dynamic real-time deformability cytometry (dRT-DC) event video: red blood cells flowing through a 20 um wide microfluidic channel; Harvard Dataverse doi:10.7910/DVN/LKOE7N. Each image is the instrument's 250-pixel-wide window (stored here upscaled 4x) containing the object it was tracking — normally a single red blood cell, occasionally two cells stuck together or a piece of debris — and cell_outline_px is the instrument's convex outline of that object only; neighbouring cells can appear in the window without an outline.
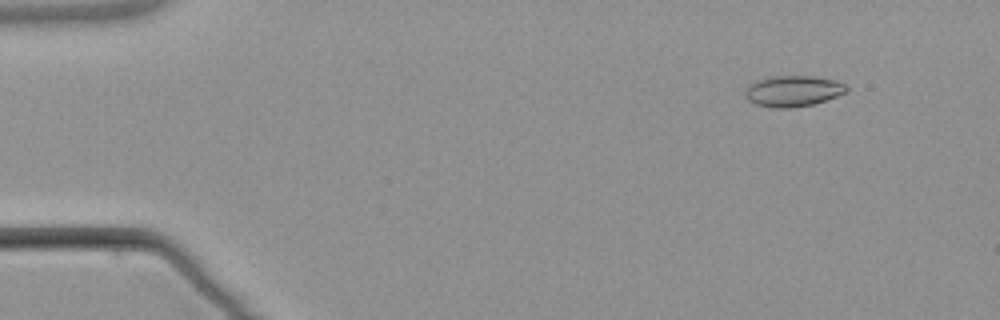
{"species": "common noctule bat (a hibernating species)", "species_latin": "Nyctalus noctula", "temperature_condition": "warm", "stored_images_in_passage": 5, "camera_frame_rate_fps": 3000, "um_per_image_px": 0.085, "animal": {"sex": "male", "body_mass_g": 21.5, "forearm_length_mm": 52.0}, "frame": {"image": 1, "passage_image": 2, "time_ms": 1.333, "image_size_px": [1000, 320], "cell_outline_px": [[848, 92], [816, 104], [792, 108], [772, 108], [756, 104], [748, 100], [744, 92], [748, 84], [756, 80], [768, 76], [812, 76], [836, 80], [844, 84], [848, 88]], "centroid_in_image_um": [67.4, 7.74], "position_along_channel_um": 17.6, "area_um2": 18.61}}
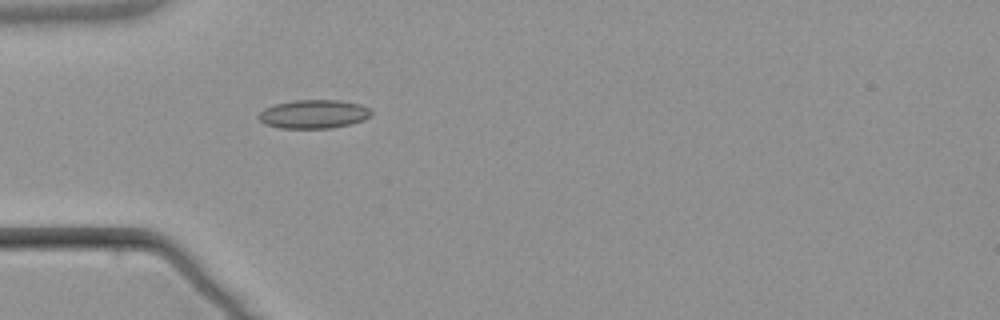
{"frame": {"image": 2, "passage_image": 5, "time_ms": 5.0, "image_size_px": [1000, 320], "cell_outline_px": [[372, 116], [364, 120], [352, 124], [332, 128], [280, 128], [264, 124], [256, 116], [264, 108], [276, 104], [292, 100], [340, 100], [360, 104], [368, 108], [372, 112]], "centroid_in_image_um": [26.67, 9.7], "position_along_channel_um": 58.3, "area_um2": 19.02}}